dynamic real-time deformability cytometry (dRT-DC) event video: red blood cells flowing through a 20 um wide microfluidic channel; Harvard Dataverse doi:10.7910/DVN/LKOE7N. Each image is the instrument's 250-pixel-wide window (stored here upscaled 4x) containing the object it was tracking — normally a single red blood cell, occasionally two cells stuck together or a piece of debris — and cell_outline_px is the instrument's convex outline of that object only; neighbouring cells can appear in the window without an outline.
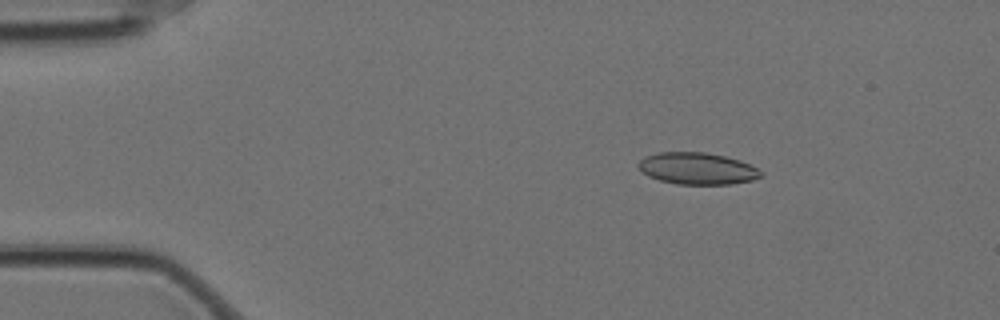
{"species": "Egyptian fruit bat (a non-hibernating species)", "species_latin": "Rousettus aegyptiacus", "temperature_condition": "cold", "stored_images_in_passage": 52, "camera_frame_rate_fps": 3000, "um_per_image_px": 0.085, "animal": {"sex": "female"}, "frame": {"image": 1, "passage_image": 9, "time_ms": 2.667, "image_size_px": [1000, 320], "cell_outline_px": [[764, 176], [752, 180], [732, 184], [676, 184], [660, 180], [648, 176], [636, 164], [644, 156], [656, 152], [704, 152], [724, 156], [740, 160], [764, 172]], "centroid_in_image_um": [59.27, 14.32], "position_along_channel_um": 25.7, "area_um2": 22.77}}
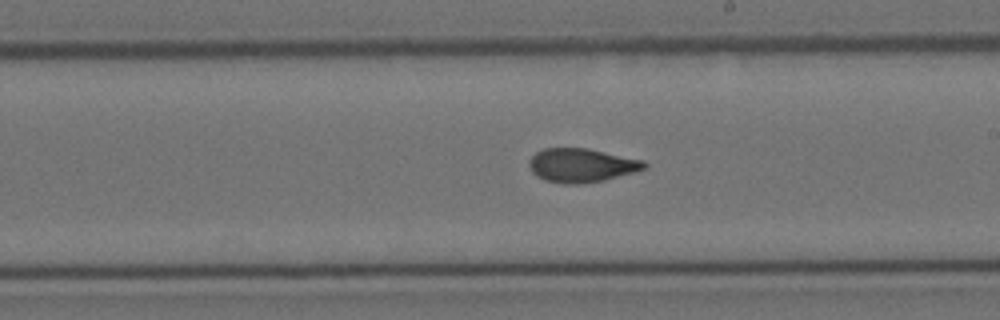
{"frame": {"image": 2, "passage_image": 33, "time_ms": 10.667, "image_size_px": [1000, 320], "cell_outline_px": [[648, 164], [644, 168], [632, 172], [604, 180], [576, 184], [564, 184], [544, 180], [536, 176], [532, 172], [528, 164], [528, 160], [536, 152], [544, 148], [588, 148], [644, 160]], "centroid_in_image_um": [49.39, 14.04], "position_along_channel_um": 239.6, "area_um2": 22.66}}
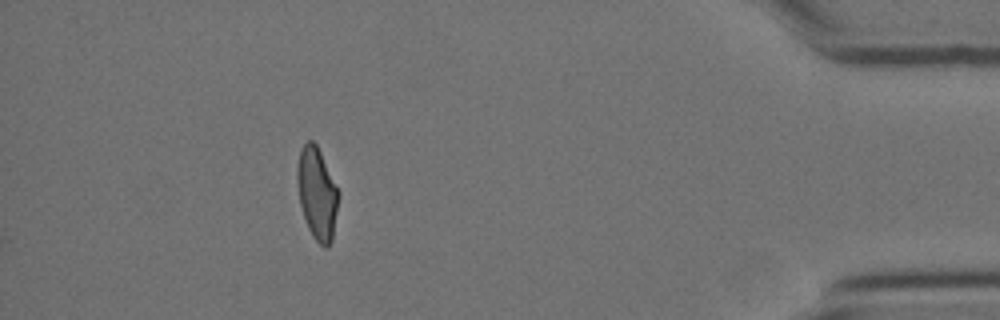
{"frame": {"image": 3, "passage_image": 52, "time_ms": 17.0, "image_size_px": [1000, 320], "cell_outline_px": [[340, 196], [332, 240], [328, 248], [324, 248], [312, 236], [308, 228], [300, 204], [296, 180], [296, 168], [300, 148], [308, 140], [312, 140], [316, 144], [340, 192]], "centroid_in_image_um": [26.95, 16.45], "position_along_channel_um": 408.2, "area_um2": 22.37}, "authors_computed_cell_mechanics": {"area_um2": 22.7443, "velocity_mm_per_s": 3.4943, "shape_relaxation_time_tau1_ms": null, "shape_relaxation_time_tau2_ms": 1.5778, "deformation_change_tau1": null, "deformation_change_tau2": 0.0786}}